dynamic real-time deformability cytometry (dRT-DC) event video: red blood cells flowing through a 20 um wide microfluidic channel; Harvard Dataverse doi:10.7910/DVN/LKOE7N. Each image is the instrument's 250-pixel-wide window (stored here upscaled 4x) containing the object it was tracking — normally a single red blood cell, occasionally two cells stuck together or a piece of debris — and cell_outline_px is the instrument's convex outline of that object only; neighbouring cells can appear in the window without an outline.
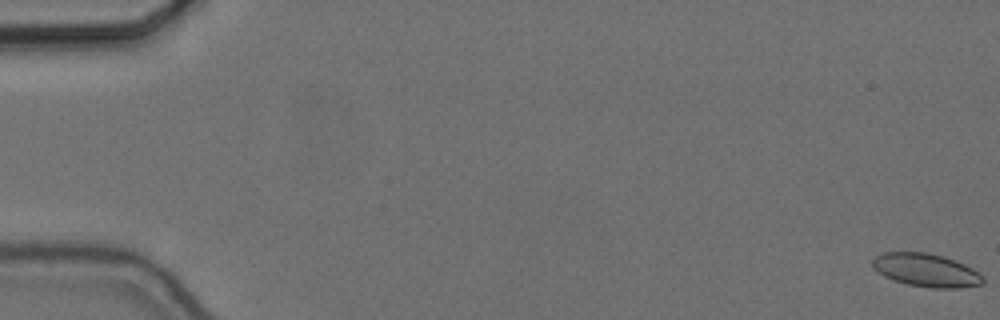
{"species": "common noctule bat (a hibernating species)", "species_latin": "Nyctalus noctula", "temperature_condition": "cold", "stored_images_in_passage": 19, "camera_frame_rate_fps": 3000, "um_per_image_px": 0.085, "animal": {"sex": "female", "body_mass_g": 24.6, "forearm_length_mm": 56.2}, "frame": {"image": 1, "passage_image": 1, "time_ms": 0.0, "image_size_px": [1000, 320], "cell_outline_px": [[984, 284], [960, 288], [932, 288], [908, 284], [884, 276], [872, 264], [872, 260], [876, 256], [884, 252], [928, 252], [944, 256], [956, 260], [972, 268], [984, 276]], "centroid_in_image_um": [78.78, 22.96], "position_along_channel_um": 6.2, "area_um2": 21.33}}
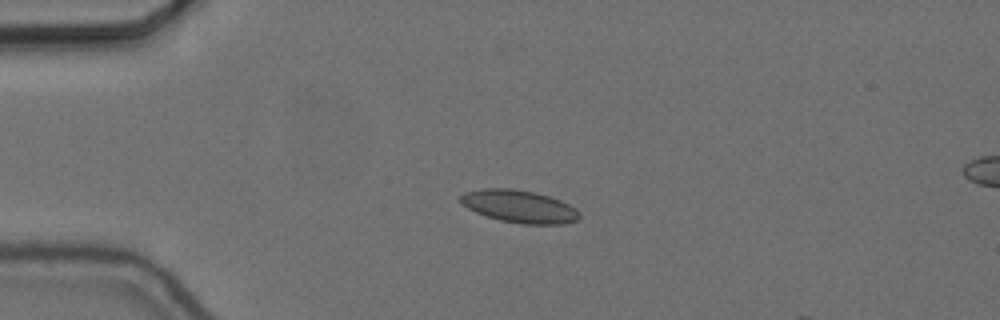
{"frame": {"image": 2, "passage_image": 15, "time_ms": 4.667, "image_size_px": [1000, 320], "cell_outline_px": [[580, 216], [576, 220], [564, 224], [524, 224], [500, 220], [476, 212], [460, 204], [460, 196], [464, 192], [480, 188], [512, 188], [536, 192], [560, 200], [576, 208], [580, 212]], "centroid_in_image_um": [44.13, 17.53], "position_along_channel_um": 40.9, "area_um2": 22.66}}